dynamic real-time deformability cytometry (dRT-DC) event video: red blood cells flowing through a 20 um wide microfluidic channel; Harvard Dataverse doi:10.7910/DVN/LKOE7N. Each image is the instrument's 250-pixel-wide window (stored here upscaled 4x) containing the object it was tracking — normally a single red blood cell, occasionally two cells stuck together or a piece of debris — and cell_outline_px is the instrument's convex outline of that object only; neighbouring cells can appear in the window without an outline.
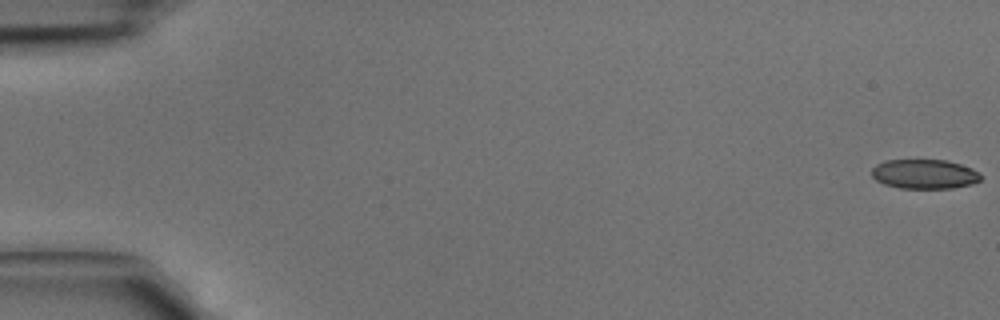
{"species": "common noctule bat (a hibernating species)", "species_latin": "Nyctalus noctula", "temperature_condition": "cold", "stored_images_in_passage": 4, "camera_frame_rate_fps": 3000, "um_per_image_px": 0.085, "animal": {"sex": "male", "body_mass_g": 15.6}, "frame": {"image": 1, "passage_image": 1, "time_ms": 0.0, "image_size_px": [1000, 320], "cell_outline_px": [[980, 180], [972, 184], [952, 188], [900, 188], [884, 184], [876, 180], [872, 176], [872, 168], [876, 164], [884, 160], [948, 160], [972, 168], [980, 172]], "centroid_in_image_um": [78.57, 14.79], "position_along_channel_um": 6.4, "area_um2": 18.79}}
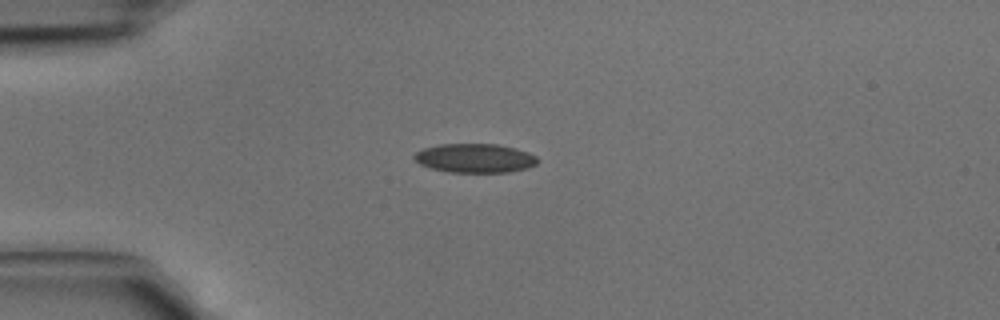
{"frame": {"image": 2, "passage_image": 4, "time_ms": 1.0, "image_size_px": [1000, 320], "cell_outline_px": [[540, 160], [536, 164], [528, 168], [508, 172], [448, 172], [432, 168], [420, 164], [412, 156], [416, 152], [424, 148], [440, 144], [496, 144], [516, 148], [528, 152], [536, 156]], "centroid_in_image_um": [40.39, 13.44], "position_along_channel_um": 44.6, "area_um2": 20.87}}